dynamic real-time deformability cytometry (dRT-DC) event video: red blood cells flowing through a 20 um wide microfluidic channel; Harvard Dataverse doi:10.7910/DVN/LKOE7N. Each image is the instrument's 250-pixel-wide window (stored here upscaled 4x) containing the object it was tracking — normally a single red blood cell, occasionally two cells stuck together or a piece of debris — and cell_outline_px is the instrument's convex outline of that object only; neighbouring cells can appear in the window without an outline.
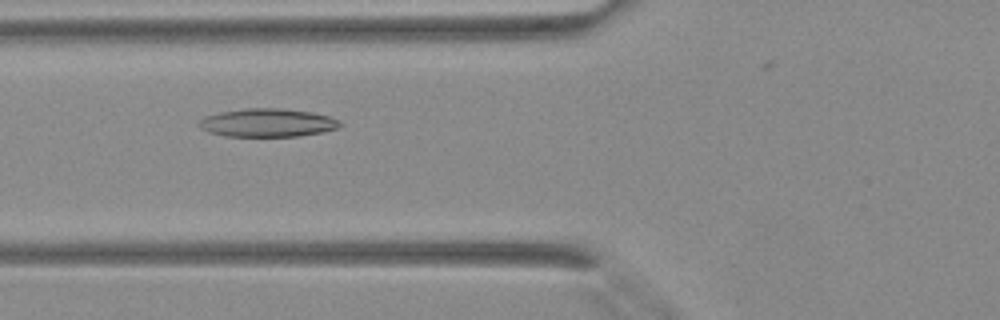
{"species": "Egyptian fruit bat (a non-hibernating species)", "species_latin": "Rousettus aegyptiacus", "temperature_condition": "warm", "stored_images_in_passage": 37, "camera_frame_rate_fps": 3000, "um_per_image_px": 0.085, "animal": {"sex": "female"}, "frame": {"image": 1, "passage_image": 15, "time_ms": 4.667, "image_size_px": [1000, 320], "cell_outline_px": [[344, 124], [340, 128], [324, 132], [300, 136], [224, 136], [208, 132], [200, 128], [196, 124], [204, 116], [220, 112], [244, 108], [280, 108], [312, 112], [328, 116], [340, 120]], "centroid_in_image_um": [22.76, 10.43], "position_along_channel_um": 103.0, "area_um2": 23.58}}
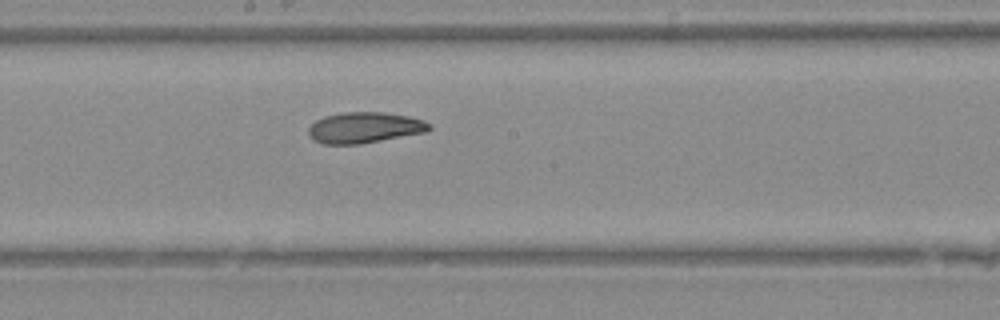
{"frame": {"image": 2, "passage_image": 22, "time_ms": 7.0, "image_size_px": [1000, 320], "cell_outline_px": [[432, 128], [428, 132], [360, 144], [324, 144], [312, 140], [308, 136], [308, 128], [316, 120], [324, 116], [344, 112], [384, 112], [408, 116], [424, 120]], "centroid_in_image_um": [30.97, 10.85], "position_along_channel_um": 217.2, "area_um2": 21.91}}
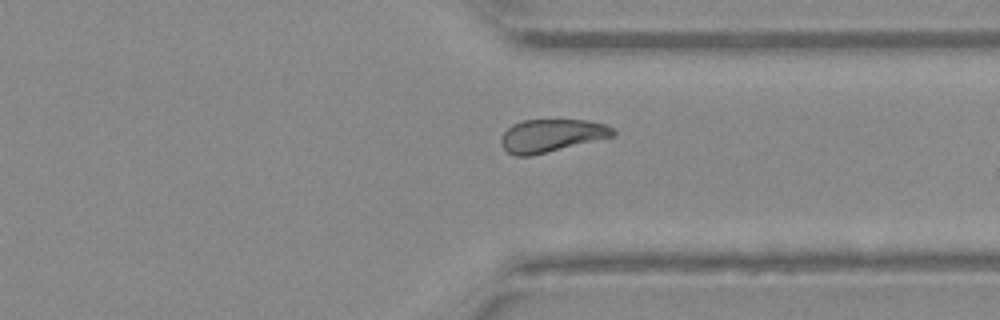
{"frame": {"image": 3, "passage_image": 31, "time_ms": 10.0, "image_size_px": [1000, 320], "cell_outline_px": [[616, 132], [612, 136], [532, 156], [516, 156], [508, 152], [500, 144], [500, 140], [504, 132], [512, 124], [524, 120], [588, 120], [604, 124], [612, 128]], "centroid_in_image_um": [46.83, 11.52], "position_along_channel_um": 364.6, "area_um2": 21.21}}